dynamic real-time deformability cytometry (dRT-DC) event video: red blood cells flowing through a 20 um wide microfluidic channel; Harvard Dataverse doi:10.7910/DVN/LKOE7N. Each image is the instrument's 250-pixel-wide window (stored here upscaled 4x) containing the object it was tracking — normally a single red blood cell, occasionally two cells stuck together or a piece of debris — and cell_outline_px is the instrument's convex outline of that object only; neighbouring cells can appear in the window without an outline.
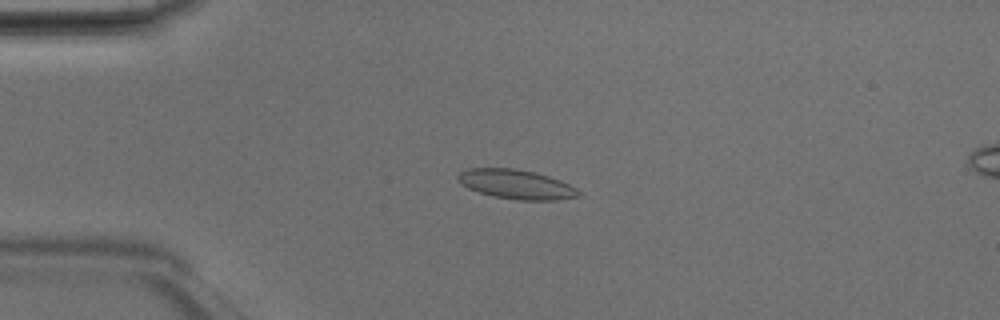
{"species": "Egyptian fruit bat (a non-hibernating species)", "species_latin": "Rousettus aegyptiacus", "temperature_condition": "room temperature", "stored_images_in_passage": 16, "camera_frame_rate_fps": 3000, "um_per_image_px": 0.085, "animal": {"sex": "male"}, "frame": {"image": 1, "passage_image": 12, "time_ms": 3.667, "image_size_px": [1000, 320], "cell_outline_px": [[580, 196], [556, 200], [516, 200], [492, 196], [468, 188], [460, 184], [456, 176], [460, 172], [468, 168], [516, 168], [536, 172], [560, 180], [576, 188], [580, 192]], "centroid_in_image_um": [43.86, 15.66], "position_along_channel_um": 41.1, "area_um2": 20.75}}